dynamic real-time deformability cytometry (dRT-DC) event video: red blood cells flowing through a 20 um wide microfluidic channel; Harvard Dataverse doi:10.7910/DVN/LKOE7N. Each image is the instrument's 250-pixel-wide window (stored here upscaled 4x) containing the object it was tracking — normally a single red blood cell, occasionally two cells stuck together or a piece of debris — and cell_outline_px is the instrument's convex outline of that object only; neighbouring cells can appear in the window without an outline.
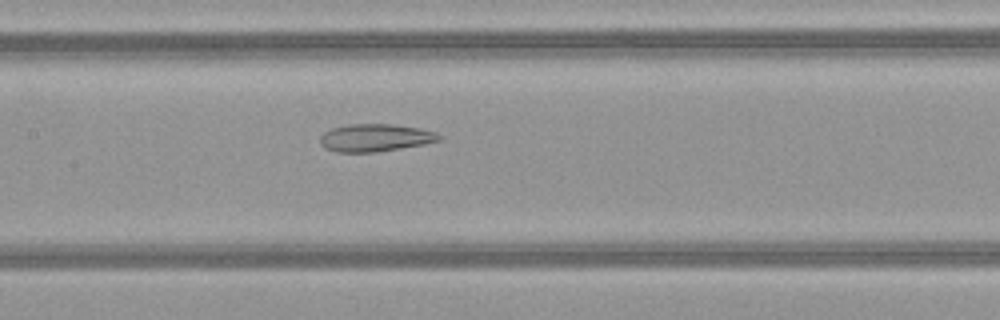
{"species": "common noctule bat (a hibernating species)", "species_latin": "Nyctalus noctula", "temperature_condition": "warm", "stored_images_in_passage": 44, "camera_frame_rate_fps": 3000, "um_per_image_px": 0.085, "animal": {"sex": "female", "body_mass_g": 21.9}, "frame": {"image": 1, "passage_image": 19, "time_ms": 6.0, "image_size_px": [1000, 320], "cell_outline_px": [[444, 136], [440, 140], [424, 144], [376, 152], [336, 152], [324, 148], [320, 144], [320, 136], [324, 132], [332, 128], [348, 124], [392, 124], [420, 128], [436, 132]], "centroid_in_image_um": [31.89, 11.7], "position_along_channel_um": 175.5, "area_um2": 19.25}}
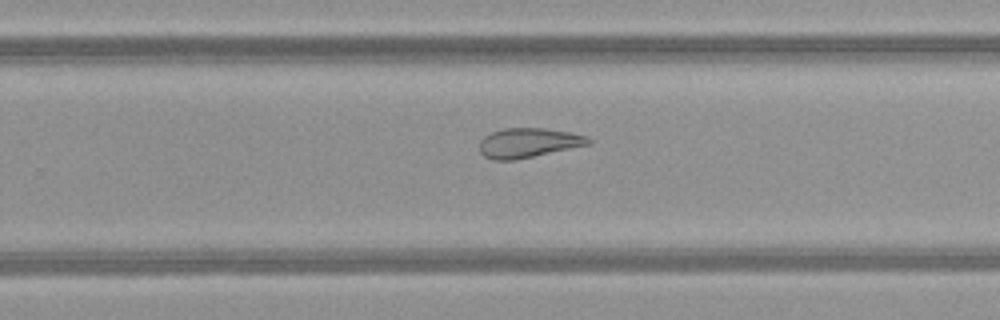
{"frame": {"image": 2, "passage_image": 27, "time_ms": 8.667, "image_size_px": [1000, 320], "cell_outline_px": [[592, 144], [512, 160], [492, 160], [484, 156], [480, 152], [480, 140], [484, 136], [492, 132], [504, 128], [544, 128], [572, 132], [588, 136], [592, 140]], "centroid_in_image_um": [44.93, 12.13], "position_along_channel_um": 284.9, "area_um2": 18.79}}
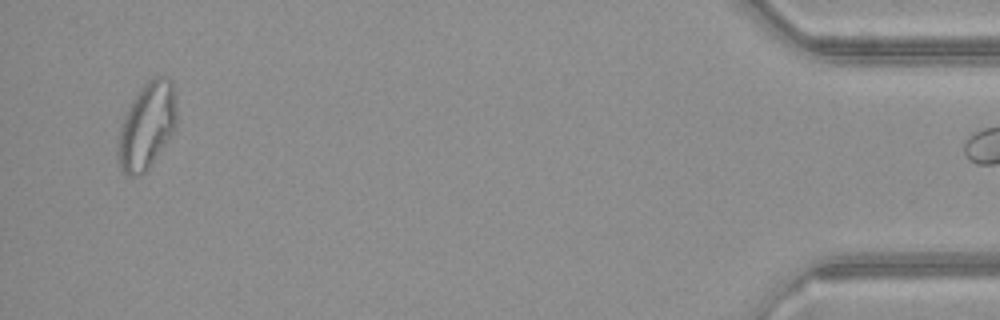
{"frame": {"image": 3, "passage_image": 43, "time_ms": 14.0, "image_size_px": [1000, 320], "cell_outline_px": [[176, 128], [148, 168], [140, 176], [128, 176], [120, 168], [116, 152], [116, 144], [120, 128], [124, 116], [132, 100], [140, 88], [152, 76], [164, 76], [172, 80], [176, 96]], "centroid_in_image_um": [12.48, 10.68], "position_along_channel_um": 422.7, "area_um2": 29.82}}